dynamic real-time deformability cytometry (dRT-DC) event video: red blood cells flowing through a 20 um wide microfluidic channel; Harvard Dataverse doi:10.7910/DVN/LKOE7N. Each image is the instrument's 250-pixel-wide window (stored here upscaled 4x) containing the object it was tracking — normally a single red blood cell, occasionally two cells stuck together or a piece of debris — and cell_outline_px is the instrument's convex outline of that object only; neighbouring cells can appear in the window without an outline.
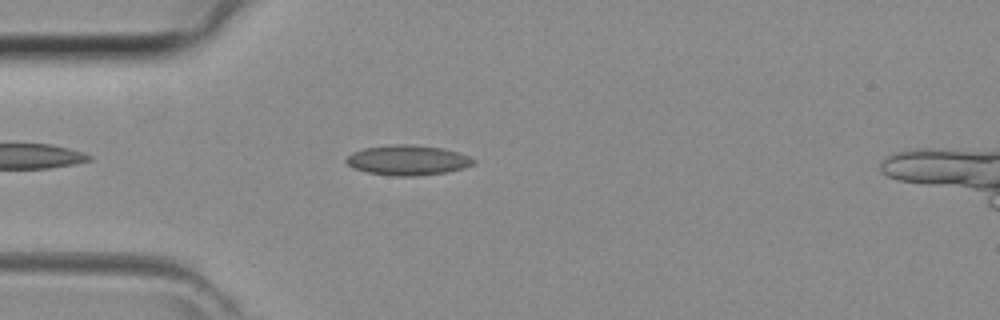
{"species": "common noctule bat (a hibernating species)", "species_latin": "Nyctalus noctula", "temperature_condition": "room temperature", "stored_images_in_passage": 31, "camera_frame_rate_fps": 3000, "um_per_image_px": 0.085, "animal": {"sex": "female", "body_mass_g": 29.2, "forearm_length_mm": 56.3}, "frame": {"image": 1, "passage_image": 3, "time_ms": 0.667, "image_size_px": [1000, 320], "cell_outline_px": [[476, 164], [464, 168], [444, 172], [416, 176], [396, 176], [368, 172], [352, 168], [344, 160], [352, 152], [364, 148], [388, 144], [412, 144], [444, 148], [468, 156], [476, 160]], "centroid_in_image_um": [34.65, 13.6], "position_along_channel_um": 50.4, "area_um2": 22.37}}
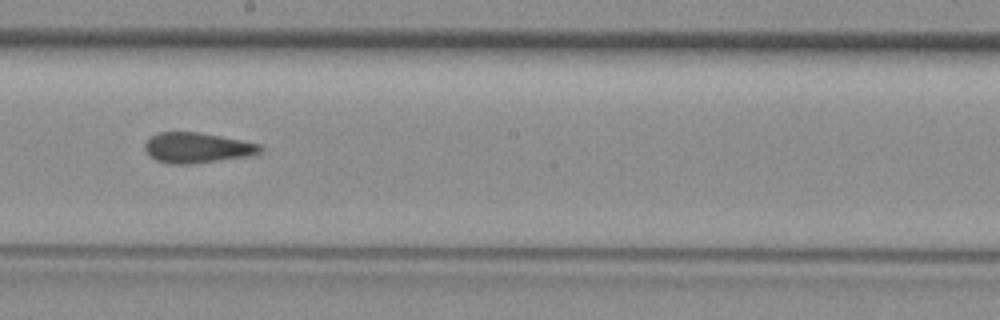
{"frame": {"image": 2, "passage_image": 15, "time_ms": 4.667, "image_size_px": [1000, 320], "cell_outline_px": [[264, 148], [260, 152], [252, 156], [192, 164], [168, 164], [156, 160], [144, 148], [144, 144], [152, 136], [160, 132], [196, 132], [220, 136], [260, 144]], "centroid_in_image_um": [16.79, 12.57], "position_along_channel_um": 231.4, "area_um2": 20.35}}
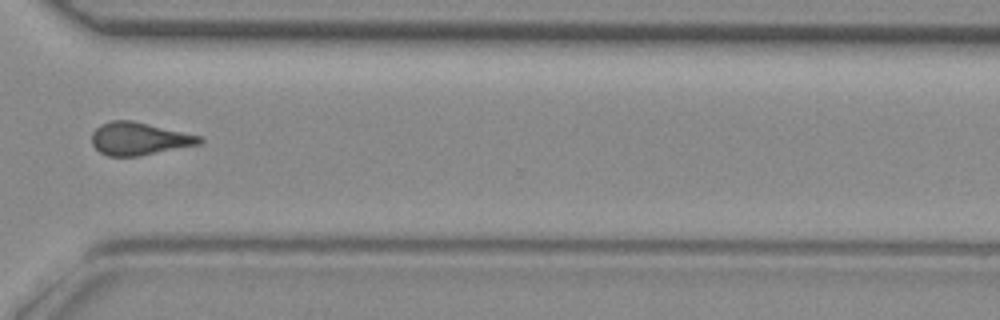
{"frame": {"image": 3, "passage_image": 23, "time_ms": 7.333, "image_size_px": [1000, 320], "cell_outline_px": [[204, 140], [200, 144], [140, 156], [108, 156], [100, 152], [92, 144], [92, 132], [100, 124], [112, 120], [132, 120], [204, 136]], "centroid_in_image_um": [11.86, 11.78], "position_along_channel_um": 358.7, "area_um2": 20.75}}